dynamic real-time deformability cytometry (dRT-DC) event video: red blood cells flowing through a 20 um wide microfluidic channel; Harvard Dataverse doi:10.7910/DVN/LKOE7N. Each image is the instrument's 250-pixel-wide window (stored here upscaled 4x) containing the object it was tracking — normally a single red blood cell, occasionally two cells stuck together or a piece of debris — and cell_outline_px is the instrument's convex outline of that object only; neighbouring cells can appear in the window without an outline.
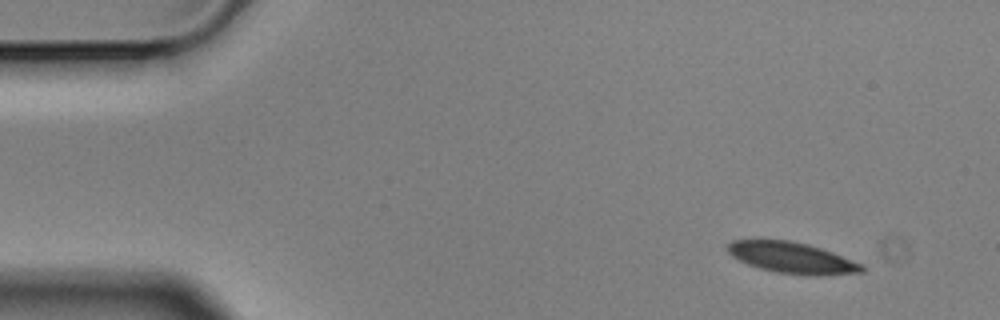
{"species": "Egyptian fruit bat (a non-hibernating species)", "species_latin": "Rousettus aegyptiacus", "temperature_condition": "cold", "stored_images_in_passage": 4, "camera_frame_rate_fps": 3000, "um_per_image_px": 0.085, "animal": {"sex": "male"}, "frame": {"image": 1, "passage_image": 1, "time_ms": 0.0, "image_size_px": [1000, 320], "cell_outline_px": [[864, 272], [816, 276], [776, 272], [760, 268], [748, 264], [732, 256], [728, 252], [728, 244], [732, 240], [788, 240], [808, 244], [832, 252], [864, 264]], "centroid_in_image_um": [67.36, 21.91], "position_along_channel_um": 17.6, "area_um2": 24.16}}
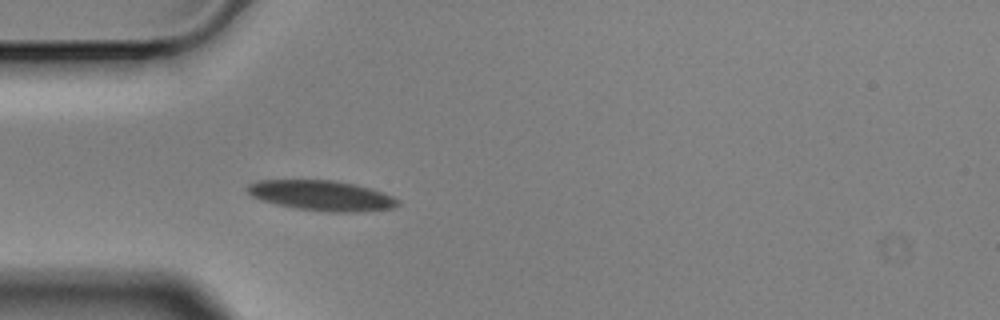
{"frame": {"image": 2, "passage_image": 4, "time_ms": 1.0, "image_size_px": [1000, 320], "cell_outline_px": [[400, 204], [392, 208], [360, 212], [328, 212], [296, 208], [276, 204], [260, 200], [252, 196], [244, 188], [248, 184], [256, 180], [332, 180], [356, 184], [392, 196], [400, 200]], "centroid_in_image_um": [27.3, 16.62], "position_along_channel_um": 57.7, "area_um2": 26.53}}